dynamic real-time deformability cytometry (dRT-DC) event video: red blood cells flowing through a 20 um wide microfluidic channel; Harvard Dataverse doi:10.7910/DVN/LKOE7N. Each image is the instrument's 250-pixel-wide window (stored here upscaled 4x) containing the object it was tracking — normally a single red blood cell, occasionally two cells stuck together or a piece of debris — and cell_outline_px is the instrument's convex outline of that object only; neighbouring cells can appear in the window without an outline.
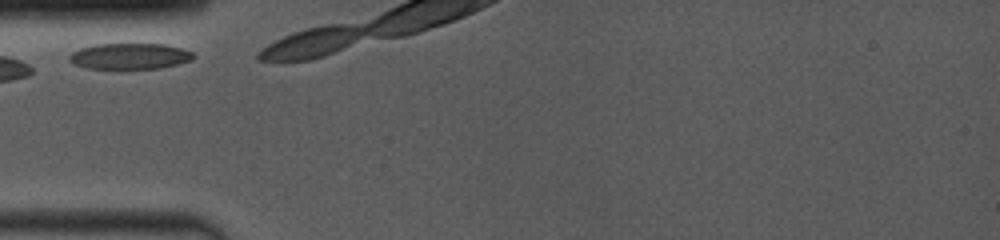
{"species": "common noctule bat (a hibernating species)", "species_latin": "Nyctalus noctula", "temperature_condition": "room temperature", "stored_images_in_passage": 2, "camera_frame_rate_fps": 4000, "um_per_image_px": 0.085, "animal": {"sex": "female", "body_mass_g": 19.0, "forearm_length_mm": 53.3}, "frame": {"image": 1, "passage_image": 1, "time_ms": 0.0, "image_size_px": [1000, 240], "cell_outline_px": [[196, 56], [192, 60], [160, 68], [88, 68], [76, 64], [68, 60], [68, 56], [72, 52], [80, 48], [96, 44], [164, 44], [180, 48], [192, 52]], "centroid_in_image_um": [11.03, 4.76], "position_along_channel_um": 74.0, "area_um2": 18.55}}